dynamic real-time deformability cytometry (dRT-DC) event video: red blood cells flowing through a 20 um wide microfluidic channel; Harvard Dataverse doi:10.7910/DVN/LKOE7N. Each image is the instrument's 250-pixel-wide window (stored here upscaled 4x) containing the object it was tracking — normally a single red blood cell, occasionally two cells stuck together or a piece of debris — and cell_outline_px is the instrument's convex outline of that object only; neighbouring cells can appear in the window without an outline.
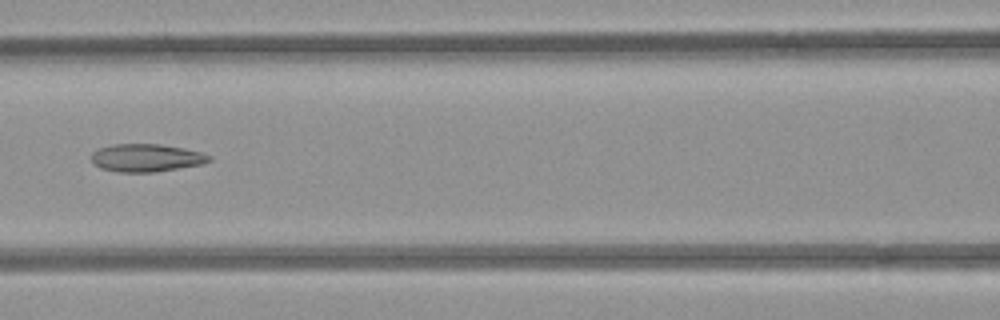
{"species": "common noctule bat (a hibernating species)", "species_latin": "Nyctalus noctula", "temperature_condition": "room temperature", "stored_images_in_passage": 6, "camera_frame_rate_fps": 3000, "um_per_image_px": 0.085, "animal": {"sex": "female", "body_mass_g": 21.9}, "frame": {"image": 1, "passage_image": 5, "time_ms": 5.667, "image_size_px": [1000, 320], "cell_outline_px": [[212, 160], [200, 164], [152, 172], [120, 172], [100, 168], [92, 164], [92, 152], [100, 148], [112, 144], [160, 144], [184, 148], [200, 152], [212, 156]], "centroid_in_image_um": [12.41, 13.41], "position_along_channel_um": 154.2, "area_um2": 18.96}}
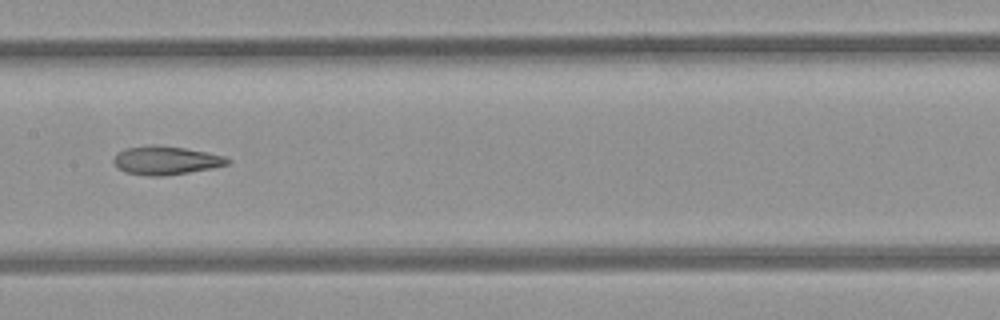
{"frame": {"image": 2, "passage_image": 6, "time_ms": 6.667, "image_size_px": [1000, 320], "cell_outline_px": [[232, 160], [228, 164], [212, 168], [164, 176], [148, 176], [124, 172], [112, 160], [116, 152], [124, 148], [152, 144], [184, 148], [224, 156]], "centroid_in_image_um": [14.06, 13.63], "position_along_channel_um": 193.3, "area_um2": 18.9}}